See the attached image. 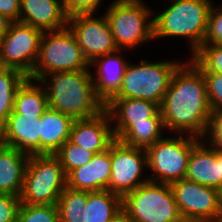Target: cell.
<instances>
[{
  "label": "cell",
  "instance_id": "6da1fadb",
  "mask_svg": "<svg viewBox=\"0 0 222 222\" xmlns=\"http://www.w3.org/2000/svg\"><path fill=\"white\" fill-rule=\"evenodd\" d=\"M186 62L174 72L160 105V112L165 129L177 132L178 135L189 133L203 140L213 113L201 70L190 59Z\"/></svg>",
  "mask_w": 222,
  "mask_h": 222
},
{
  "label": "cell",
  "instance_id": "7a4b0ae2",
  "mask_svg": "<svg viewBox=\"0 0 222 222\" xmlns=\"http://www.w3.org/2000/svg\"><path fill=\"white\" fill-rule=\"evenodd\" d=\"M37 83L47 92L49 108L74 120L89 119L105 110V104L96 95L89 69L51 73Z\"/></svg>",
  "mask_w": 222,
  "mask_h": 222
},
{
  "label": "cell",
  "instance_id": "3957f363",
  "mask_svg": "<svg viewBox=\"0 0 222 222\" xmlns=\"http://www.w3.org/2000/svg\"><path fill=\"white\" fill-rule=\"evenodd\" d=\"M212 0H171L166 8L153 18L154 38L184 37L189 41L191 54L202 46Z\"/></svg>",
  "mask_w": 222,
  "mask_h": 222
},
{
  "label": "cell",
  "instance_id": "277c9868",
  "mask_svg": "<svg viewBox=\"0 0 222 222\" xmlns=\"http://www.w3.org/2000/svg\"><path fill=\"white\" fill-rule=\"evenodd\" d=\"M89 66L75 35L67 26L64 29L43 32L39 56L28 78L39 82L51 73L85 70L90 69Z\"/></svg>",
  "mask_w": 222,
  "mask_h": 222
},
{
  "label": "cell",
  "instance_id": "5b68a950",
  "mask_svg": "<svg viewBox=\"0 0 222 222\" xmlns=\"http://www.w3.org/2000/svg\"><path fill=\"white\" fill-rule=\"evenodd\" d=\"M67 176L55 155H30L20 195L21 204L56 205Z\"/></svg>",
  "mask_w": 222,
  "mask_h": 222
},
{
  "label": "cell",
  "instance_id": "8992f818",
  "mask_svg": "<svg viewBox=\"0 0 222 222\" xmlns=\"http://www.w3.org/2000/svg\"><path fill=\"white\" fill-rule=\"evenodd\" d=\"M152 11L142 0H115L104 14L119 50L154 40Z\"/></svg>",
  "mask_w": 222,
  "mask_h": 222
},
{
  "label": "cell",
  "instance_id": "52a82bcc",
  "mask_svg": "<svg viewBox=\"0 0 222 222\" xmlns=\"http://www.w3.org/2000/svg\"><path fill=\"white\" fill-rule=\"evenodd\" d=\"M139 62L128 64L119 92L113 98H136L161 105L182 61L150 62L141 59Z\"/></svg>",
  "mask_w": 222,
  "mask_h": 222
},
{
  "label": "cell",
  "instance_id": "ba28073f",
  "mask_svg": "<svg viewBox=\"0 0 222 222\" xmlns=\"http://www.w3.org/2000/svg\"><path fill=\"white\" fill-rule=\"evenodd\" d=\"M134 222H185L169 184L148 181L122 198Z\"/></svg>",
  "mask_w": 222,
  "mask_h": 222
},
{
  "label": "cell",
  "instance_id": "9c48e42d",
  "mask_svg": "<svg viewBox=\"0 0 222 222\" xmlns=\"http://www.w3.org/2000/svg\"><path fill=\"white\" fill-rule=\"evenodd\" d=\"M200 141L203 140L188 134L156 141L146 150L147 168L154 174L150 181L171 184L184 179L191 151Z\"/></svg>",
  "mask_w": 222,
  "mask_h": 222
},
{
  "label": "cell",
  "instance_id": "30bf717a",
  "mask_svg": "<svg viewBox=\"0 0 222 222\" xmlns=\"http://www.w3.org/2000/svg\"><path fill=\"white\" fill-rule=\"evenodd\" d=\"M185 222H218L222 213V192L181 179L169 184Z\"/></svg>",
  "mask_w": 222,
  "mask_h": 222
},
{
  "label": "cell",
  "instance_id": "8fae6325",
  "mask_svg": "<svg viewBox=\"0 0 222 222\" xmlns=\"http://www.w3.org/2000/svg\"><path fill=\"white\" fill-rule=\"evenodd\" d=\"M43 31L20 21L12 22L7 34L0 41L2 68L20 70L29 76L39 56Z\"/></svg>",
  "mask_w": 222,
  "mask_h": 222
},
{
  "label": "cell",
  "instance_id": "7c38bea8",
  "mask_svg": "<svg viewBox=\"0 0 222 222\" xmlns=\"http://www.w3.org/2000/svg\"><path fill=\"white\" fill-rule=\"evenodd\" d=\"M111 163L108 190L122 198L150 181L149 177L142 179V172L148 167L146 150L127 146L116 139L111 144Z\"/></svg>",
  "mask_w": 222,
  "mask_h": 222
},
{
  "label": "cell",
  "instance_id": "4fadbf2b",
  "mask_svg": "<svg viewBox=\"0 0 222 222\" xmlns=\"http://www.w3.org/2000/svg\"><path fill=\"white\" fill-rule=\"evenodd\" d=\"M67 26L75 35L85 59H94L111 54L118 49L105 15L79 14L68 18Z\"/></svg>",
  "mask_w": 222,
  "mask_h": 222
},
{
  "label": "cell",
  "instance_id": "5bb4252c",
  "mask_svg": "<svg viewBox=\"0 0 222 222\" xmlns=\"http://www.w3.org/2000/svg\"><path fill=\"white\" fill-rule=\"evenodd\" d=\"M40 117L12 111L0 128V143L29 155L40 154Z\"/></svg>",
  "mask_w": 222,
  "mask_h": 222
},
{
  "label": "cell",
  "instance_id": "9a60e30c",
  "mask_svg": "<svg viewBox=\"0 0 222 222\" xmlns=\"http://www.w3.org/2000/svg\"><path fill=\"white\" fill-rule=\"evenodd\" d=\"M111 123L106 110L89 119L74 120L69 140L94 154L101 153L116 140Z\"/></svg>",
  "mask_w": 222,
  "mask_h": 222
},
{
  "label": "cell",
  "instance_id": "2e32d148",
  "mask_svg": "<svg viewBox=\"0 0 222 222\" xmlns=\"http://www.w3.org/2000/svg\"><path fill=\"white\" fill-rule=\"evenodd\" d=\"M111 145L109 149L94 154L91 161L72 170L67 175V187L78 191L108 190L111 179Z\"/></svg>",
  "mask_w": 222,
  "mask_h": 222
},
{
  "label": "cell",
  "instance_id": "e0dca14e",
  "mask_svg": "<svg viewBox=\"0 0 222 222\" xmlns=\"http://www.w3.org/2000/svg\"><path fill=\"white\" fill-rule=\"evenodd\" d=\"M117 139L132 123L147 122L160 112V105L136 98H112L106 105Z\"/></svg>",
  "mask_w": 222,
  "mask_h": 222
},
{
  "label": "cell",
  "instance_id": "ac0fdd59",
  "mask_svg": "<svg viewBox=\"0 0 222 222\" xmlns=\"http://www.w3.org/2000/svg\"><path fill=\"white\" fill-rule=\"evenodd\" d=\"M118 52L97 57L89 63L90 67L97 65L96 75L91 73V76L96 95L105 105L119 92L129 64Z\"/></svg>",
  "mask_w": 222,
  "mask_h": 222
},
{
  "label": "cell",
  "instance_id": "d6986e66",
  "mask_svg": "<svg viewBox=\"0 0 222 222\" xmlns=\"http://www.w3.org/2000/svg\"><path fill=\"white\" fill-rule=\"evenodd\" d=\"M19 21L45 32L66 28L68 17L62 0H21Z\"/></svg>",
  "mask_w": 222,
  "mask_h": 222
},
{
  "label": "cell",
  "instance_id": "ffe728a7",
  "mask_svg": "<svg viewBox=\"0 0 222 222\" xmlns=\"http://www.w3.org/2000/svg\"><path fill=\"white\" fill-rule=\"evenodd\" d=\"M201 141L192 149L185 179L220 190L218 151Z\"/></svg>",
  "mask_w": 222,
  "mask_h": 222
},
{
  "label": "cell",
  "instance_id": "44dd1931",
  "mask_svg": "<svg viewBox=\"0 0 222 222\" xmlns=\"http://www.w3.org/2000/svg\"><path fill=\"white\" fill-rule=\"evenodd\" d=\"M29 156L0 143V194L20 197Z\"/></svg>",
  "mask_w": 222,
  "mask_h": 222
},
{
  "label": "cell",
  "instance_id": "7402d4cb",
  "mask_svg": "<svg viewBox=\"0 0 222 222\" xmlns=\"http://www.w3.org/2000/svg\"><path fill=\"white\" fill-rule=\"evenodd\" d=\"M74 119L48 108L40 117V154L54 155L70 139Z\"/></svg>",
  "mask_w": 222,
  "mask_h": 222
},
{
  "label": "cell",
  "instance_id": "603a6c76",
  "mask_svg": "<svg viewBox=\"0 0 222 222\" xmlns=\"http://www.w3.org/2000/svg\"><path fill=\"white\" fill-rule=\"evenodd\" d=\"M122 207V197L109 190L88 192L83 222H110Z\"/></svg>",
  "mask_w": 222,
  "mask_h": 222
},
{
  "label": "cell",
  "instance_id": "cb8c5ba5",
  "mask_svg": "<svg viewBox=\"0 0 222 222\" xmlns=\"http://www.w3.org/2000/svg\"><path fill=\"white\" fill-rule=\"evenodd\" d=\"M163 128V118L159 112L155 117L147 119V122L132 123L117 140L130 147L147 150L163 138Z\"/></svg>",
  "mask_w": 222,
  "mask_h": 222
},
{
  "label": "cell",
  "instance_id": "d4e9b609",
  "mask_svg": "<svg viewBox=\"0 0 222 222\" xmlns=\"http://www.w3.org/2000/svg\"><path fill=\"white\" fill-rule=\"evenodd\" d=\"M48 108L49 102L44 86L27 78L16 91L13 111L24 116H42Z\"/></svg>",
  "mask_w": 222,
  "mask_h": 222
},
{
  "label": "cell",
  "instance_id": "484cf974",
  "mask_svg": "<svg viewBox=\"0 0 222 222\" xmlns=\"http://www.w3.org/2000/svg\"><path fill=\"white\" fill-rule=\"evenodd\" d=\"M27 78L20 70L0 69V128L13 111L17 89Z\"/></svg>",
  "mask_w": 222,
  "mask_h": 222
},
{
  "label": "cell",
  "instance_id": "4316f807",
  "mask_svg": "<svg viewBox=\"0 0 222 222\" xmlns=\"http://www.w3.org/2000/svg\"><path fill=\"white\" fill-rule=\"evenodd\" d=\"M87 199V191H78L66 187L56 204L59 222H83V210Z\"/></svg>",
  "mask_w": 222,
  "mask_h": 222
},
{
  "label": "cell",
  "instance_id": "83f0119b",
  "mask_svg": "<svg viewBox=\"0 0 222 222\" xmlns=\"http://www.w3.org/2000/svg\"><path fill=\"white\" fill-rule=\"evenodd\" d=\"M54 155L59 159L67 176L72 170L91 161L94 153L67 140Z\"/></svg>",
  "mask_w": 222,
  "mask_h": 222
},
{
  "label": "cell",
  "instance_id": "f1b7e54d",
  "mask_svg": "<svg viewBox=\"0 0 222 222\" xmlns=\"http://www.w3.org/2000/svg\"><path fill=\"white\" fill-rule=\"evenodd\" d=\"M190 57L201 72L222 74V45H202Z\"/></svg>",
  "mask_w": 222,
  "mask_h": 222
},
{
  "label": "cell",
  "instance_id": "f546056e",
  "mask_svg": "<svg viewBox=\"0 0 222 222\" xmlns=\"http://www.w3.org/2000/svg\"><path fill=\"white\" fill-rule=\"evenodd\" d=\"M16 222H59L57 205L20 204Z\"/></svg>",
  "mask_w": 222,
  "mask_h": 222
},
{
  "label": "cell",
  "instance_id": "4dcf8cb0",
  "mask_svg": "<svg viewBox=\"0 0 222 222\" xmlns=\"http://www.w3.org/2000/svg\"><path fill=\"white\" fill-rule=\"evenodd\" d=\"M206 81V90L213 115L222 112V74L202 72Z\"/></svg>",
  "mask_w": 222,
  "mask_h": 222
},
{
  "label": "cell",
  "instance_id": "1f68e13d",
  "mask_svg": "<svg viewBox=\"0 0 222 222\" xmlns=\"http://www.w3.org/2000/svg\"><path fill=\"white\" fill-rule=\"evenodd\" d=\"M202 45H222V5L211 7Z\"/></svg>",
  "mask_w": 222,
  "mask_h": 222
},
{
  "label": "cell",
  "instance_id": "d6a6232c",
  "mask_svg": "<svg viewBox=\"0 0 222 222\" xmlns=\"http://www.w3.org/2000/svg\"><path fill=\"white\" fill-rule=\"evenodd\" d=\"M102 0H62L63 9L67 17L79 14H93ZM95 11V12H94Z\"/></svg>",
  "mask_w": 222,
  "mask_h": 222
},
{
  "label": "cell",
  "instance_id": "836d02e7",
  "mask_svg": "<svg viewBox=\"0 0 222 222\" xmlns=\"http://www.w3.org/2000/svg\"><path fill=\"white\" fill-rule=\"evenodd\" d=\"M20 197L0 194V222H16Z\"/></svg>",
  "mask_w": 222,
  "mask_h": 222
},
{
  "label": "cell",
  "instance_id": "e575fe53",
  "mask_svg": "<svg viewBox=\"0 0 222 222\" xmlns=\"http://www.w3.org/2000/svg\"><path fill=\"white\" fill-rule=\"evenodd\" d=\"M206 142L218 152H222V112L213 115L207 135Z\"/></svg>",
  "mask_w": 222,
  "mask_h": 222
},
{
  "label": "cell",
  "instance_id": "d590c367",
  "mask_svg": "<svg viewBox=\"0 0 222 222\" xmlns=\"http://www.w3.org/2000/svg\"><path fill=\"white\" fill-rule=\"evenodd\" d=\"M20 1L21 0H0V13L12 22L19 21Z\"/></svg>",
  "mask_w": 222,
  "mask_h": 222
},
{
  "label": "cell",
  "instance_id": "8d00e7d4",
  "mask_svg": "<svg viewBox=\"0 0 222 222\" xmlns=\"http://www.w3.org/2000/svg\"><path fill=\"white\" fill-rule=\"evenodd\" d=\"M12 21L0 13V41L7 34Z\"/></svg>",
  "mask_w": 222,
  "mask_h": 222
},
{
  "label": "cell",
  "instance_id": "74e56055",
  "mask_svg": "<svg viewBox=\"0 0 222 222\" xmlns=\"http://www.w3.org/2000/svg\"><path fill=\"white\" fill-rule=\"evenodd\" d=\"M110 222H134L131 217L122 209Z\"/></svg>",
  "mask_w": 222,
  "mask_h": 222
},
{
  "label": "cell",
  "instance_id": "f35d334b",
  "mask_svg": "<svg viewBox=\"0 0 222 222\" xmlns=\"http://www.w3.org/2000/svg\"><path fill=\"white\" fill-rule=\"evenodd\" d=\"M218 164L220 170V191L222 192V152H218Z\"/></svg>",
  "mask_w": 222,
  "mask_h": 222
},
{
  "label": "cell",
  "instance_id": "ab89813d",
  "mask_svg": "<svg viewBox=\"0 0 222 222\" xmlns=\"http://www.w3.org/2000/svg\"><path fill=\"white\" fill-rule=\"evenodd\" d=\"M218 222H222V213H221V216H220V219H219Z\"/></svg>",
  "mask_w": 222,
  "mask_h": 222
}]
</instances>
